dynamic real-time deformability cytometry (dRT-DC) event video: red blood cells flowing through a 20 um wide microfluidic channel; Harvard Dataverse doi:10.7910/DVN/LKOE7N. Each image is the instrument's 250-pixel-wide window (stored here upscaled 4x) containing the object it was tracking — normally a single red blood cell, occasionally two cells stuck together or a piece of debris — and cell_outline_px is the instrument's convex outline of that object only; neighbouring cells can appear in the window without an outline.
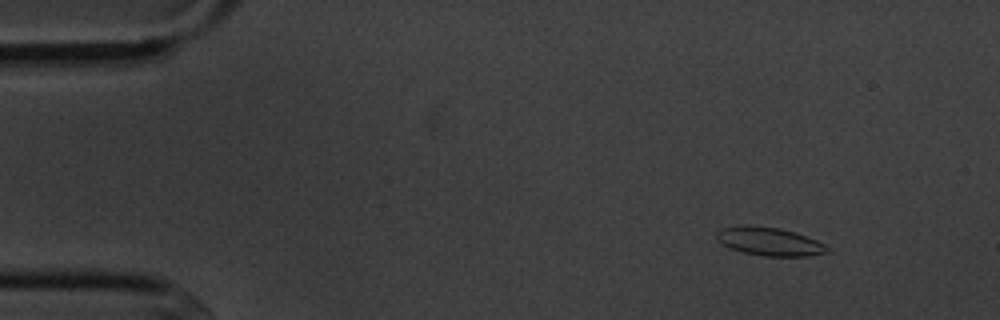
{"species": "common noctule bat (a hibernating species)", "species_latin": "Nyctalus noctula", "temperature_condition": "cold", "stored_images_in_passage": 4, "camera_frame_rate_fps": 3000, "um_per_image_px": 0.085, "animal": {"sex": "male", "body_mass_g": 20.1, "forearm_length_mm": 53.5}, "frame": {"image": 1, "passage_image": 2, "time_ms": 1.333, "image_size_px": [1000, 320], "cell_outline_px": [[828, 252], [808, 256], [764, 256], [744, 252], [732, 248], [716, 240], [716, 232], [720, 228], [780, 228], [816, 240], [824, 244], [828, 248]], "centroid_in_image_um": [65.44, 20.57], "position_along_channel_um": 19.6, "area_um2": 17.22}}